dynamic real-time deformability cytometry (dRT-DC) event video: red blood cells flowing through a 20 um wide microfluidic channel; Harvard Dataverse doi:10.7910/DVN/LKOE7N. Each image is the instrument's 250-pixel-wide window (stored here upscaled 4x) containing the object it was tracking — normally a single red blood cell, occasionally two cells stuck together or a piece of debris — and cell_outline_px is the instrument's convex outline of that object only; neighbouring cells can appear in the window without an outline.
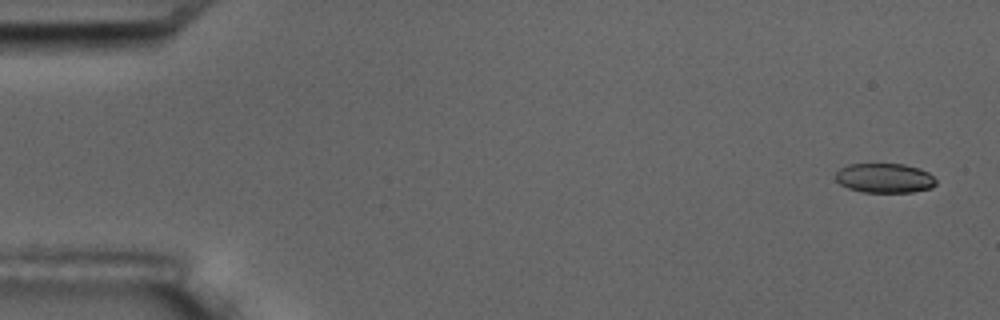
{"species": "common noctule bat (a hibernating species)", "species_latin": "Nyctalus noctula", "temperature_condition": "room temperature", "stored_images_in_passage": 4, "camera_frame_rate_fps": 3000, "um_per_image_px": 0.085, "animal": {"sex": "male", "body_mass_g": 17.5, "forearm_length_mm": 52.3}, "frame": {"image": 1, "passage_image": 1, "time_ms": 0.0, "image_size_px": [1000, 320], "cell_outline_px": [[936, 184], [932, 188], [912, 192], [864, 192], [848, 188], [840, 184], [836, 180], [836, 172], [840, 168], [848, 164], [904, 164], [920, 168], [928, 172], [936, 180]], "centroid_in_image_um": [75.2, 15.13], "position_along_channel_um": 9.8, "area_um2": 17.34}}
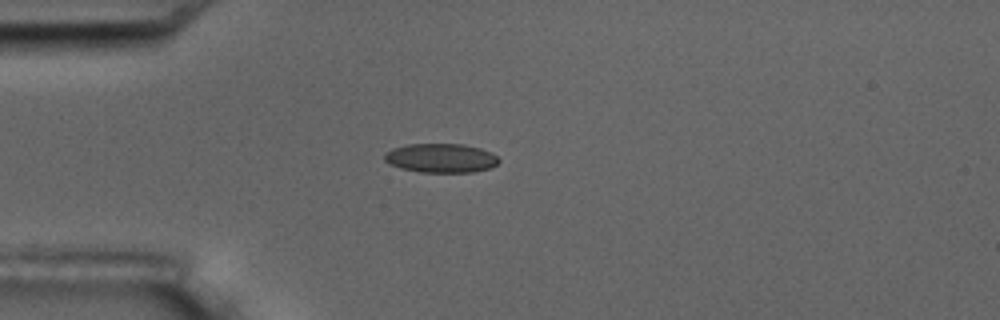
{"frame": {"image": 2, "passage_image": 4, "time_ms": 4.333, "image_size_px": [1000, 320], "cell_outline_px": [[500, 160], [492, 168], [472, 172], [420, 172], [400, 168], [388, 164], [384, 160], [384, 152], [392, 148], [408, 144], [464, 144], [480, 148], [492, 152]], "centroid_in_image_um": [37.46, 13.43], "position_along_channel_um": 47.5, "area_um2": 19.59}}